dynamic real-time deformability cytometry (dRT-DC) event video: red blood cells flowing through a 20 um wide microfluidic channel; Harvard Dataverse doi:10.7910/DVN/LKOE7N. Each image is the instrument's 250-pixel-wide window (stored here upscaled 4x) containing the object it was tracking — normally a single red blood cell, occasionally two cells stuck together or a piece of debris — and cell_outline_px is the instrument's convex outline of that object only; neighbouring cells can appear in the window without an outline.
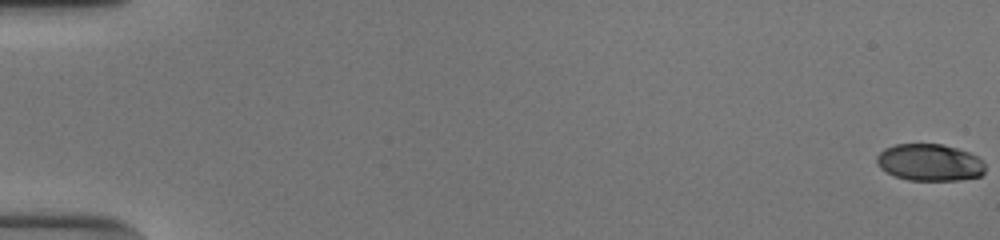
{"species": "human", "species_latin": "Homo sapiens", "temperature_condition": "cold", "stored_images_in_passage": 55, "camera_frame_rate_fps": 3000, "um_per_image_px": 0.085, "donor": {"sex": "male"}, "frame": {"image": 1, "passage_image": 1, "time_ms": 0.0, "image_size_px": [1000, 240], "cell_outline_px": [[984, 172], [980, 176], [960, 180], [908, 180], [896, 176], [880, 168], [876, 160], [876, 156], [884, 148], [896, 144], [940, 144], [956, 148], [968, 152], [984, 160]], "centroid_in_image_um": [79.02, 13.81], "position_along_channel_um": 6.0, "area_um2": 23.29}}
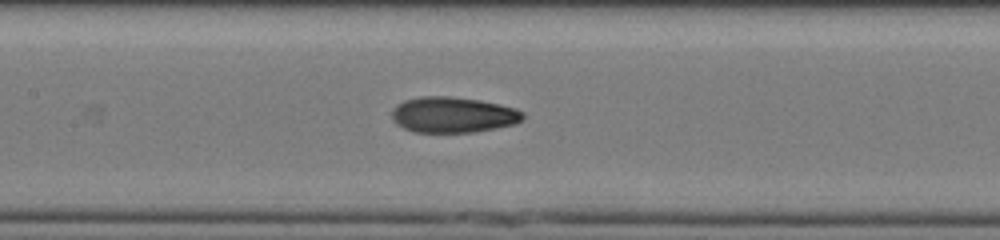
{"frame": {"image": 2, "passage_image": 28, "time_ms": 9.0, "image_size_px": [1000, 240], "cell_outline_px": [[524, 120], [516, 124], [496, 128], [472, 132], [412, 132], [396, 124], [392, 120], [392, 108], [396, 104], [404, 100], [424, 96], [448, 96], [480, 100], [500, 104], [516, 108], [524, 112]], "centroid_in_image_um": [38.52, 9.76], "position_along_channel_um": 168.9, "area_um2": 27.57}}
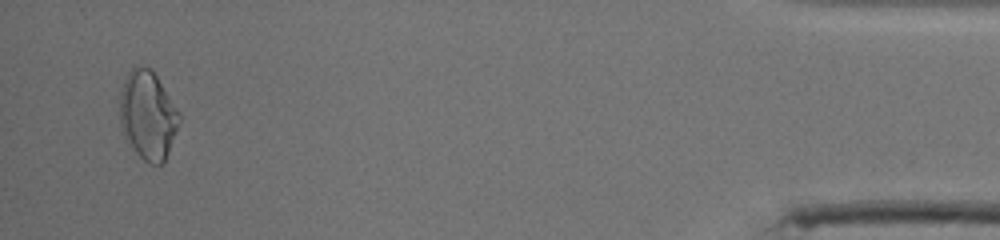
{"frame": {"image": 3, "passage_image": 53, "time_ms": 17.333, "image_size_px": [1000, 240], "cell_outline_px": [[180, 120], [168, 152], [164, 160], [160, 164], [148, 164], [132, 148], [124, 136], [120, 124], [120, 92], [124, 80], [128, 72], [132, 68], [140, 64], [152, 68], [180, 112]], "centroid_in_image_um": [12.55, 9.75], "position_along_channel_um": 422.6, "area_um2": 30.75}, "authors_computed_cell_mechanics": {"area_um2": 26.588, "velocity_mm_per_s": 3.9123, "shape_relaxation_time_tau1_ms": 8.5888, "shape_relaxation_time_tau2_ms": 1.8061, "deformation_change_tau1": 0.3013, "deformation_change_tau2": 0.0745}}